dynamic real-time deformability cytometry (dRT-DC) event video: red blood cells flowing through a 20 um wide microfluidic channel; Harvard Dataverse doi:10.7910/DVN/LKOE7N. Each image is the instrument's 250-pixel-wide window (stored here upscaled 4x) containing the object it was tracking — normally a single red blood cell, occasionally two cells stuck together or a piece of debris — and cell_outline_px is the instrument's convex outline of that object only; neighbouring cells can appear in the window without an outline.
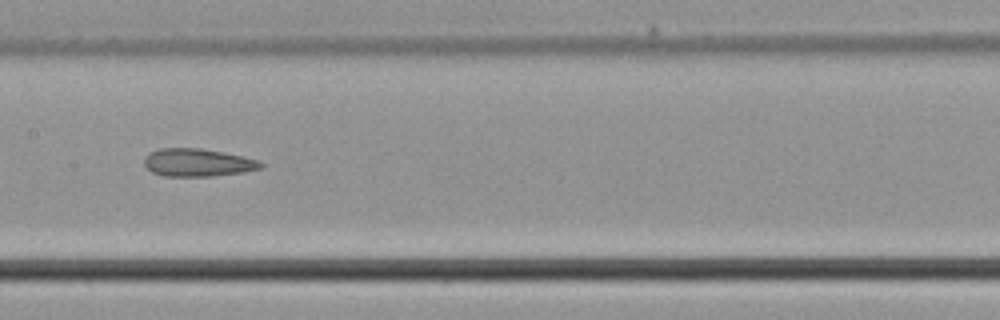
{"species": "common noctule bat (a hibernating species)", "species_latin": "Nyctalus noctula", "temperature_condition": "cold", "stored_images_in_passage": 33, "camera_frame_rate_fps": 3000, "um_per_image_px": 0.085, "animal": {"sex": "male", "body_mass_g": 21.5, "forearm_length_mm": 52.0}, "frame": {"image": 1, "passage_image": 10, "time_ms": 3.0, "image_size_px": [1000, 320], "cell_outline_px": [[264, 164], [260, 168], [244, 172], [208, 176], [164, 176], [152, 172], [144, 164], [144, 156], [148, 152], [160, 148], [200, 148], [260, 160]], "centroid_in_image_um": [16.76, 13.81], "position_along_channel_um": 190.6, "area_um2": 18.79}}
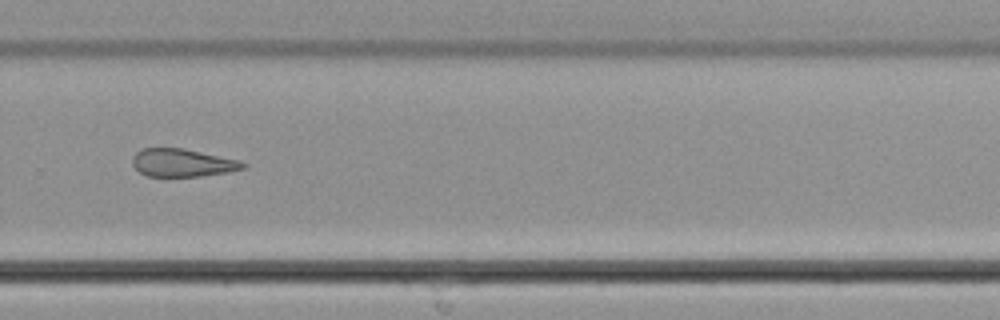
{"frame": {"image": 2, "passage_image": 19, "time_ms": 6.0, "image_size_px": [1000, 320], "cell_outline_px": [[244, 168], [228, 172], [200, 176], [148, 176], [140, 172], [132, 164], [132, 156], [140, 148], [184, 148], [236, 160], [244, 164]], "centroid_in_image_um": [15.42, 13.83], "position_along_channel_um": 314.4, "area_um2": 17.69}}